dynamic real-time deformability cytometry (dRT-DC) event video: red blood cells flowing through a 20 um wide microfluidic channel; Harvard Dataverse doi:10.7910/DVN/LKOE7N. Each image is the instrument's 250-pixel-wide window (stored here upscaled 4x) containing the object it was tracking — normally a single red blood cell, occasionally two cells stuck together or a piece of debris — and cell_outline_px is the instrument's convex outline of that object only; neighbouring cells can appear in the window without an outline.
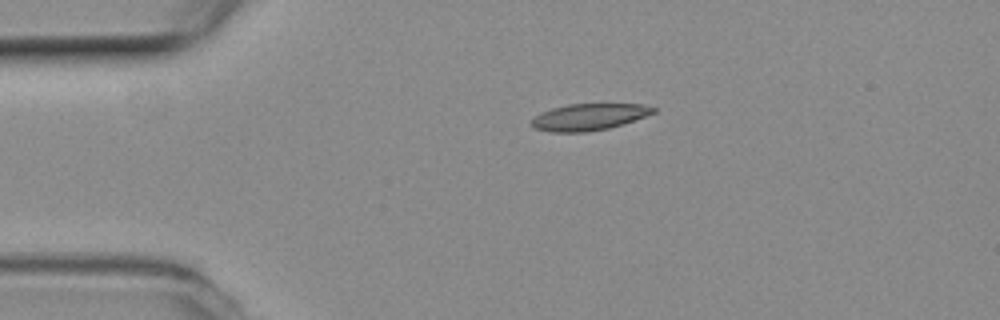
{"species": "common noctule bat (a hibernating species)", "species_latin": "Nyctalus noctula", "temperature_condition": "room temperature", "stored_images_in_passage": 34, "camera_frame_rate_fps": 3000, "um_per_image_px": 0.085, "animal": {"sex": "female", "body_mass_g": 19.3, "forearm_length_mm": 54.1}, "frame": {"image": 1, "passage_image": 1, "time_ms": 0.0, "image_size_px": [1000, 320], "cell_outline_px": [[656, 112], [624, 124], [608, 128], [588, 132], [548, 132], [532, 128], [532, 120], [540, 112], [552, 108], [568, 104], [644, 104], [656, 108]], "centroid_in_image_um": [50.06, 9.94], "position_along_channel_um": 34.9, "area_um2": 19.02}}
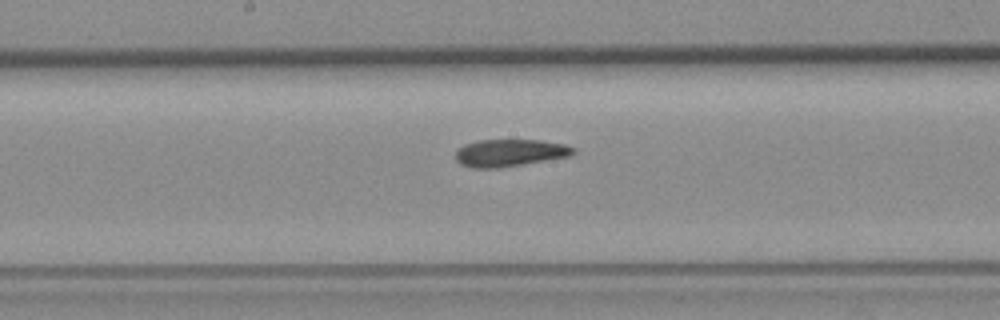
{"frame": {"image": 2, "passage_image": 17, "time_ms": 5.333, "image_size_px": [1000, 320], "cell_outline_px": [[576, 152], [568, 156], [496, 168], [472, 168], [460, 164], [456, 160], [456, 152], [464, 144], [480, 140], [540, 140], [564, 144], [576, 148]], "centroid_in_image_um": [43.31, 12.98], "position_along_channel_um": 204.9, "area_um2": 18.44}}
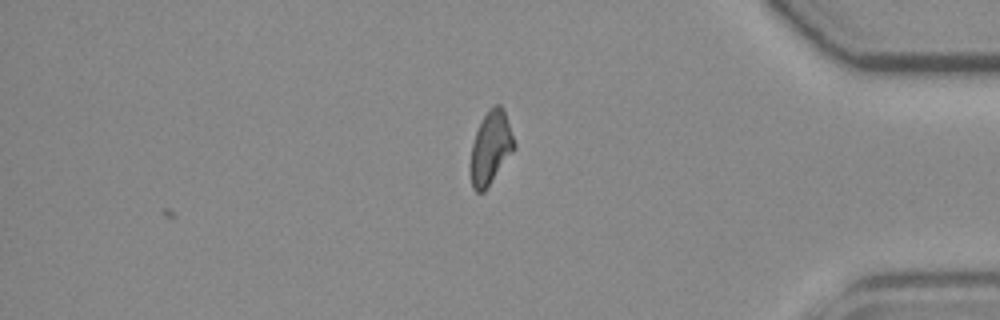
{"frame": {"image": 3, "passage_image": 34, "time_ms": 11.0, "image_size_px": [1000, 320], "cell_outline_px": [[516, 148], [484, 192], [476, 192], [472, 188], [472, 144], [480, 120], [488, 108], [496, 104], [500, 104], [504, 108], [516, 144]], "centroid_in_image_um": [41.74, 12.5], "position_along_channel_um": 393.5, "area_um2": 18.55}, "authors_computed_cell_mechanics": {"area_um2": 19.0451, "velocity_mm_per_s": 3.8763, "shape_relaxation_time_tau1_ms": null, "shape_relaxation_time_tau2_ms": 4.7931, "deformation_change_tau1": null, "deformation_change_tau2": 0.1267}}